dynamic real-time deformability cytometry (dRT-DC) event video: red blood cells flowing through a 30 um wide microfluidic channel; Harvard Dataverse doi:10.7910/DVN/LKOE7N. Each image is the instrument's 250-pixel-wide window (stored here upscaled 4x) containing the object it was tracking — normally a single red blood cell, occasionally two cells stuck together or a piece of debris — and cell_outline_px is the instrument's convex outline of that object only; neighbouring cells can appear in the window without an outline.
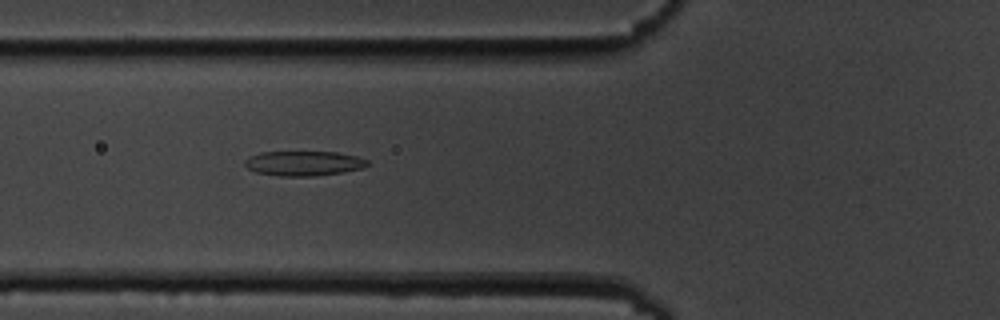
{"species": "common noctule bat (a hibernating species)", "species_latin": "Nyctalus noctula", "temperature_condition": "cold", "stored_images_in_passage": 7, "camera_frame_rate_fps": 3000, "um_per_image_px": 0.085, "animal": {"sex": "male", "body_mass_g": 19.5, "forearm_length_mm": 54.6}, "frame": {"image": 1, "passage_image": 7, "time_ms": 6.667, "image_size_px": [1000, 320], "cell_outline_px": [[368, 164], [364, 168], [344, 172], [316, 176], [280, 176], [256, 172], [248, 168], [244, 164], [244, 160], [248, 156], [260, 152], [336, 152], [356, 156], [368, 160]], "centroid_in_image_um": [25.81, 13.88], "position_along_channel_um": 100.0, "area_um2": 17.8}}